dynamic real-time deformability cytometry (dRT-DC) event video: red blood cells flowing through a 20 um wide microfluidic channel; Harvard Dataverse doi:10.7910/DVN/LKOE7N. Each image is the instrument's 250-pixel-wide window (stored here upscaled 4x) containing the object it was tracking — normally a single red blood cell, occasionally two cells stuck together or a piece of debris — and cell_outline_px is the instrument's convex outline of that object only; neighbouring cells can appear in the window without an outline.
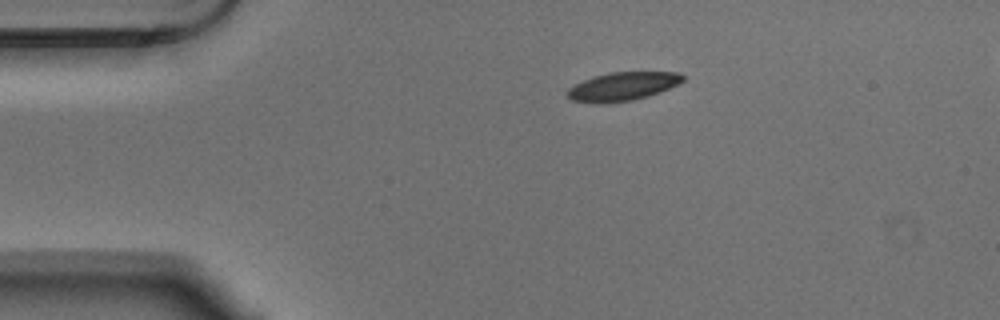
{"species": "Egyptian fruit bat (a non-hibernating species)", "species_latin": "Rousettus aegyptiacus", "temperature_condition": "warm", "stored_images_in_passage": 46, "camera_frame_rate_fps": 3000, "um_per_image_px": 0.085, "animal": {"sex": "male"}, "frame": {"image": 1, "passage_image": 1, "time_ms": 0.0, "image_size_px": [1000, 320], "cell_outline_px": [[684, 80], [660, 92], [648, 96], [632, 100], [572, 100], [568, 96], [568, 88], [592, 76], [608, 72], [680, 72], [684, 76]], "centroid_in_image_um": [53.0, 7.28], "position_along_channel_um": 32.0, "area_um2": 18.21}}
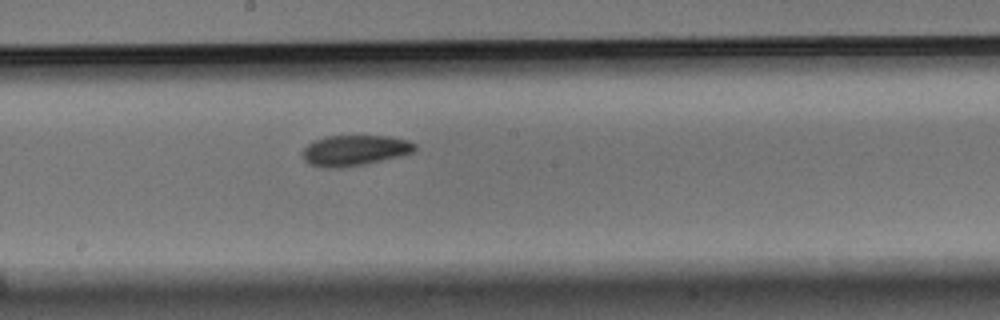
{"frame": {"image": 2, "passage_image": 20, "time_ms": 6.333, "image_size_px": [1000, 320], "cell_outline_px": [[416, 148], [412, 152], [400, 156], [364, 164], [340, 168], [332, 168], [308, 164], [304, 160], [304, 148], [312, 140], [324, 136], [392, 136], [408, 140], [416, 144]], "centroid_in_image_um": [30.15, 12.77], "position_along_channel_um": 218.1, "area_um2": 20.0}}
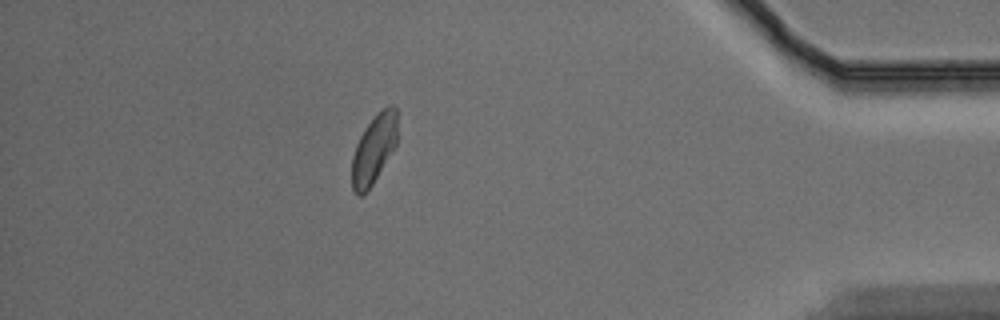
{"frame": {"image": 3, "passage_image": 39, "time_ms": 12.667, "image_size_px": [1000, 320], "cell_outline_px": [[396, 144], [372, 184], [360, 196], [356, 196], [352, 188], [352, 156], [356, 144], [364, 128], [376, 112], [388, 104], [392, 104], [396, 108]], "centroid_in_image_um": [31.76, 12.62], "position_along_channel_um": 403.4, "area_um2": 18.09}, "authors_computed_cell_mechanics": {"area_um2": 19.5942, "velocity_mm_per_s": 3.6316, "shape_relaxation_time_tau1_ms": 5.0357, "shape_relaxation_time_tau2_ms": 4.568, "deformation_change_tau1": 0.1147, "deformation_change_tau2": 0.0851}}